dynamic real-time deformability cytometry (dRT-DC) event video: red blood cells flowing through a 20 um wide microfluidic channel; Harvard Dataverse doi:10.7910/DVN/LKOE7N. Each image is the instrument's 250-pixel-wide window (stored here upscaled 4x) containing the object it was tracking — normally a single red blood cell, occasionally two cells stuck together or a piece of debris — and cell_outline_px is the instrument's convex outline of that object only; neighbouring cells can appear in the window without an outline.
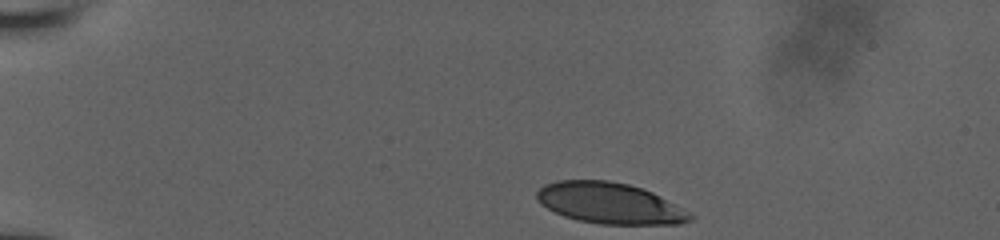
{"species": "human", "species_latin": "Homo sapiens", "temperature_condition": "room temperature", "stored_images_in_passage": 24, "camera_frame_rate_fps": 3000, "um_per_image_px": 0.085, "donor": {"sex": "male"}, "frame": {"image": 1, "passage_image": 1, "time_ms": 0.0, "image_size_px": [1000, 240], "cell_outline_px": [[696, 216], [692, 220], [680, 224], [600, 224], [580, 220], [564, 216], [540, 204], [536, 196], [536, 192], [544, 184], [556, 180], [608, 180], [628, 184], [652, 192], [692, 212]], "centroid_in_image_um": [51.86, 17.27], "position_along_channel_um": 33.1, "area_um2": 36.76}}
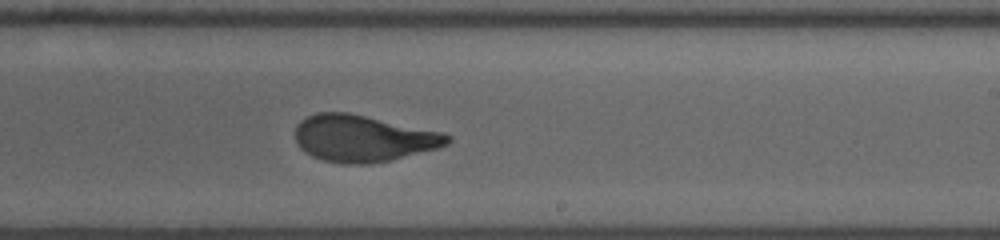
{"frame": {"image": 2, "passage_image": 14, "time_ms": 8.0, "image_size_px": [1000, 240], "cell_outline_px": [[452, 140], [448, 144], [440, 148], [392, 160], [368, 164], [344, 164], [324, 160], [312, 156], [304, 152], [300, 148], [296, 140], [296, 124], [300, 120], [316, 112], [348, 112], [444, 132], [452, 136]], "centroid_in_image_um": [30.9, 11.76], "position_along_channel_um": 258.1, "area_um2": 41.79}}
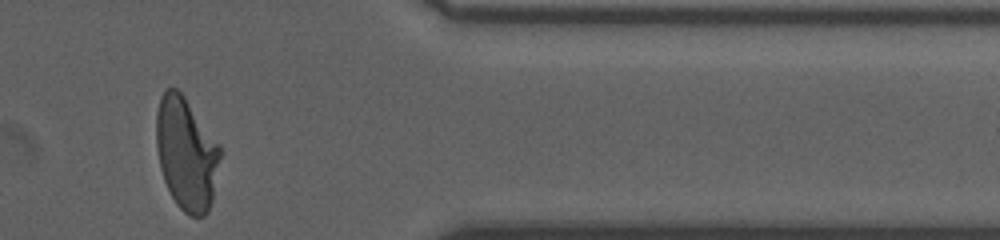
{"frame": {"image": 3, "passage_image": 24, "time_ms": 12.0, "image_size_px": [1000, 240], "cell_outline_px": [[220, 156], [212, 200], [208, 212], [204, 216], [188, 216], [176, 204], [164, 180], [160, 168], [156, 144], [156, 112], [160, 96], [168, 88], [176, 88], [184, 96], [220, 144]], "centroid_in_image_um": [15.83, 13.05], "position_along_channel_um": 395.6, "area_um2": 41.85}, "authors_computed_cell_mechanics": {"area_um2": 41.327, "velocity_mm_per_s": 3.8506, "shape_relaxation_time_tau1_ms": 4.2376, "shape_relaxation_time_tau2_ms": 0.6833, "deformation_change_tau1": 0.1996, "deformation_change_tau2": 0.0622}}